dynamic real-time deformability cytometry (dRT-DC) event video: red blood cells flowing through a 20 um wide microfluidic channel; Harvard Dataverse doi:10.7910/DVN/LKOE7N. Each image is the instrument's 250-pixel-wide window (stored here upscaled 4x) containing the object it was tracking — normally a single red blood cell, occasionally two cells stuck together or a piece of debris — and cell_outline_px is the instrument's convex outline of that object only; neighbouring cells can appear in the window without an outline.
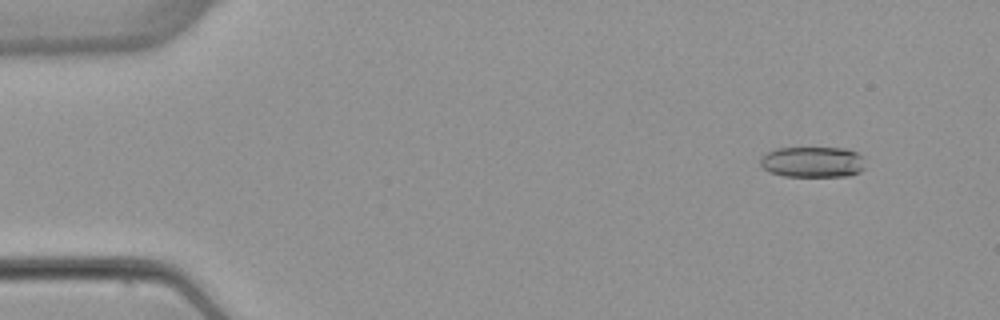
{"species": "common noctule bat (a hibernating species)", "species_latin": "Nyctalus noctula", "temperature_condition": "warm", "stored_images_in_passage": 5, "camera_frame_rate_fps": 3000, "um_per_image_px": 0.085, "animal": {"sex": "female", "body_mass_g": 22.7, "forearm_length_mm": 54.2}, "frame": {"image": 1, "passage_image": 2, "time_ms": 1.333, "image_size_px": [1000, 320], "cell_outline_px": [[864, 168], [860, 172], [848, 176], [784, 176], [768, 172], [760, 164], [760, 156], [764, 152], [776, 148], [844, 148], [856, 152], [864, 156]], "centroid_in_image_um": [69.05, 13.76], "position_along_channel_um": 15.9, "area_um2": 19.13}}
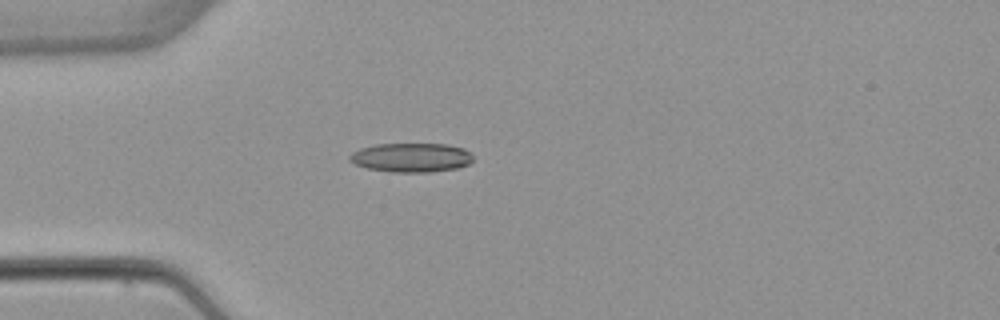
{"frame": {"image": 2, "passage_image": 5, "time_ms": 4.667, "image_size_px": [1000, 320], "cell_outline_px": [[472, 160], [468, 164], [456, 168], [432, 172], [392, 172], [368, 168], [356, 164], [348, 160], [348, 156], [352, 152], [360, 148], [376, 144], [448, 144], [464, 148], [472, 156]], "centroid_in_image_um": [34.94, 13.38], "position_along_channel_um": 50.1, "area_um2": 20.92}}